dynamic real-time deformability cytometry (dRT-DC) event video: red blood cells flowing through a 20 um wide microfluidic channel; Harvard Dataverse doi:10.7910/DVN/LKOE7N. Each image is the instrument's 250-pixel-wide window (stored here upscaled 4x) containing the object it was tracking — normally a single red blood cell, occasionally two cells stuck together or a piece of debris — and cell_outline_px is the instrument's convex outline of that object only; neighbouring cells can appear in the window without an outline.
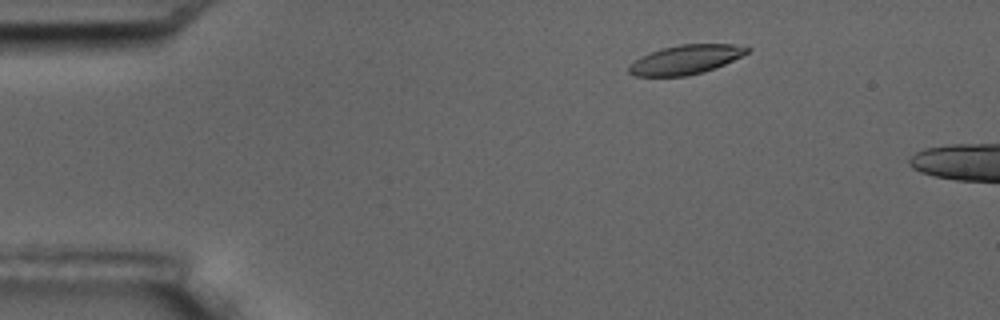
{"species": "common noctule bat (a hibernating species)", "species_latin": "Nyctalus noctula", "temperature_condition": "room temperature", "stored_images_in_passage": 5, "camera_frame_rate_fps": 3000, "um_per_image_px": 0.085, "animal": {"sex": "male", "body_mass_g": 17.5, "forearm_length_mm": 52.3}, "frame": {"image": 1, "passage_image": 2, "time_ms": 1.333, "image_size_px": [1000, 320], "cell_outline_px": [[752, 48], [748, 52], [724, 64], [688, 76], [636, 76], [628, 72], [628, 64], [640, 56], [664, 48], [680, 44], [732, 44]], "centroid_in_image_um": [58.23, 5.06], "position_along_channel_um": 26.8, "area_um2": 19.83}}